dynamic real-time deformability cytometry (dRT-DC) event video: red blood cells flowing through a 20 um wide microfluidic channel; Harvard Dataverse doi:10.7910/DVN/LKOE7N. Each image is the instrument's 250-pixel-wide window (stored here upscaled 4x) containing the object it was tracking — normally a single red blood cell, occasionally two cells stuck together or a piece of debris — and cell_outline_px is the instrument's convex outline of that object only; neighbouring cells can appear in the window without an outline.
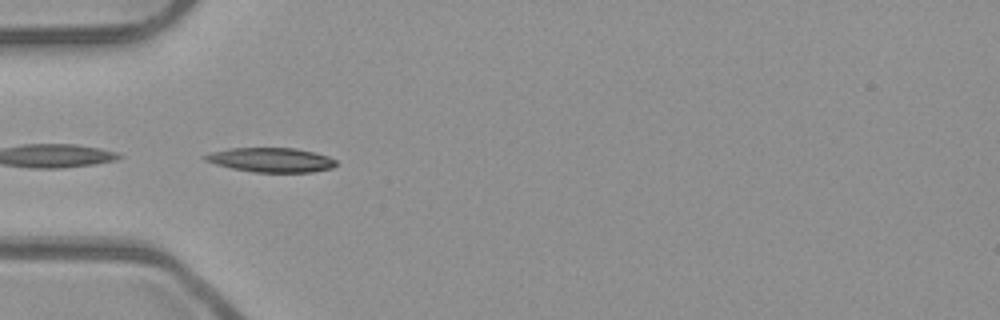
{"species": "common noctule bat (a hibernating species)", "species_latin": "Nyctalus noctula", "temperature_condition": "room temperature", "stored_images_in_passage": 11, "camera_frame_rate_fps": 3000, "um_per_image_px": 0.085, "animal": {"sex": "male", "body_mass_g": 23.1, "forearm_length_mm": 52.7}, "frame": {"image": 1, "passage_image": 4, "time_ms": 1.0, "image_size_px": [1000, 320], "cell_outline_px": [[336, 164], [332, 168], [312, 172], [252, 172], [232, 168], [216, 164], [204, 160], [200, 156], [208, 152], [228, 148], [296, 148], [316, 152], [328, 156], [336, 160]], "centroid_in_image_um": [23.0, 13.58], "position_along_channel_um": 62.0, "area_um2": 18.84}}
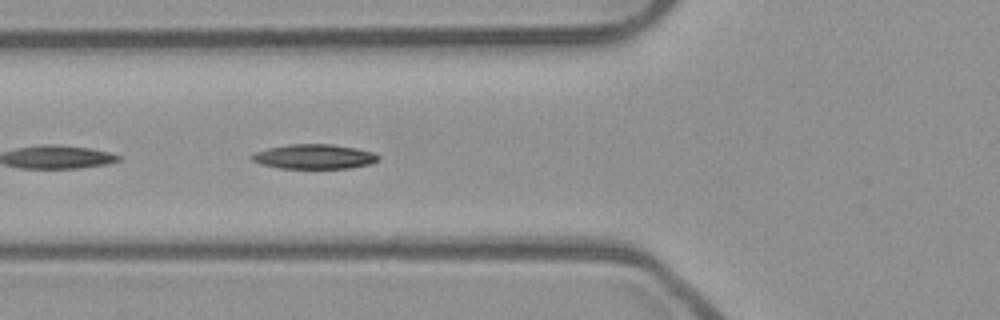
{"frame": {"image": 2, "passage_image": 7, "time_ms": 2.0, "image_size_px": [1000, 320], "cell_outline_px": [[380, 160], [368, 164], [348, 168], [280, 168], [260, 164], [252, 160], [248, 156], [256, 152], [268, 148], [288, 144], [332, 144], [356, 148], [372, 152], [380, 156]], "centroid_in_image_um": [26.68, 13.31], "position_along_channel_um": 99.1, "area_um2": 18.15}}